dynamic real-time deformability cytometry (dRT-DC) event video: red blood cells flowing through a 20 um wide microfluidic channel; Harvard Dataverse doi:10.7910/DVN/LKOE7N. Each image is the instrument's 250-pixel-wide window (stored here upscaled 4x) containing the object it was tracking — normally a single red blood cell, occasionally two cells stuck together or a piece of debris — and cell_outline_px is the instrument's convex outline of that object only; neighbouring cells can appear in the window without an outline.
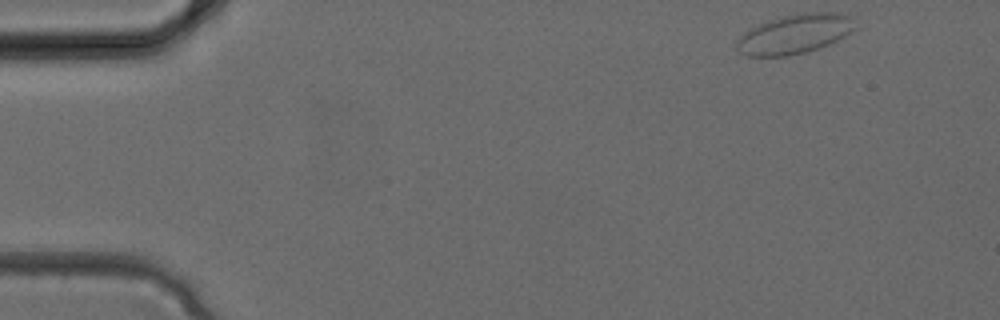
{"species": "common noctule bat (a hibernating species)", "species_latin": "Nyctalus noctula", "temperature_condition": "cold", "stored_images_in_passage": 32, "camera_frame_rate_fps": 3000, "um_per_image_px": 0.085, "animal": {"sex": "female", "body_mass_g": 24.6, "forearm_length_mm": 56.2}, "frame": {"image": 1, "passage_image": 1, "time_ms": 0.0, "image_size_px": [1000, 320], "cell_outline_px": [[856, 28], [852, 32], [828, 44], [804, 52], [788, 56], [748, 56], [740, 52], [736, 48], [736, 40], [744, 32], [760, 24], [784, 16], [804, 12], [836, 12], [856, 16]], "centroid_in_image_um": [67.61, 2.87], "position_along_channel_um": 17.4, "area_um2": 27.17}}
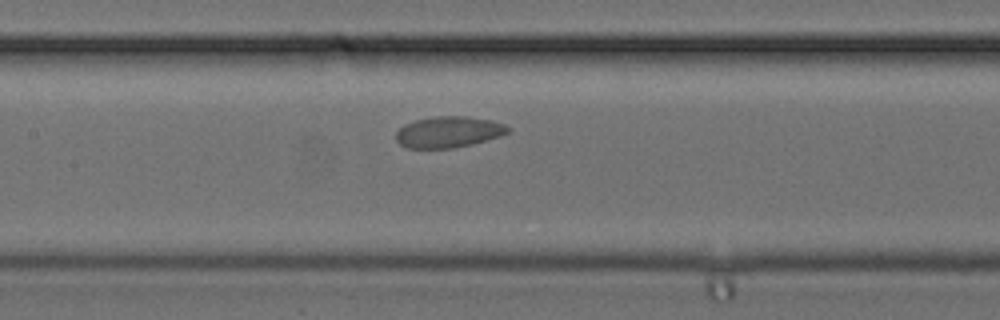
{"frame": {"image": 2, "passage_image": 14, "time_ms": 4.333, "image_size_px": [1000, 320], "cell_outline_px": [[512, 128], [508, 132], [500, 136], [472, 144], [452, 148], [408, 148], [400, 144], [396, 140], [396, 132], [404, 124], [416, 120], [436, 116], [464, 116], [492, 120], [504, 124]], "centroid_in_image_um": [38.13, 11.21], "position_along_channel_um": 169.3, "area_um2": 20.29}}
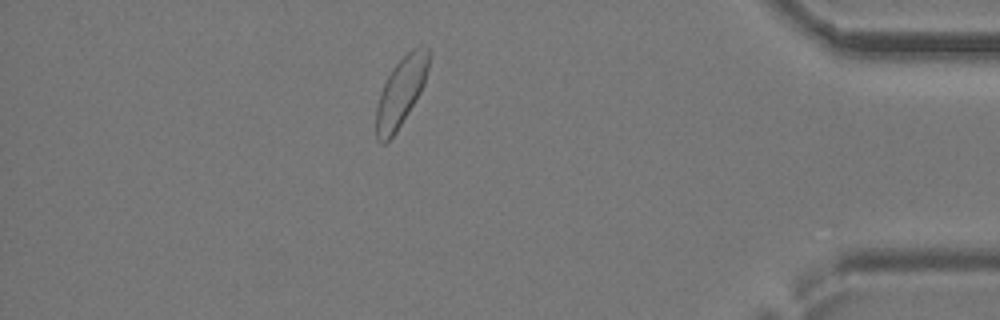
{"frame": {"image": 3, "passage_image": 28, "time_ms": 9.0, "image_size_px": [1000, 320], "cell_outline_px": [[432, 52], [424, 84], [420, 92], [396, 132], [384, 144], [380, 144], [376, 140], [376, 108], [380, 92], [392, 68], [412, 48], [428, 48]], "centroid_in_image_um": [34.07, 7.82], "position_along_channel_um": 401.1, "area_um2": 20.92}}